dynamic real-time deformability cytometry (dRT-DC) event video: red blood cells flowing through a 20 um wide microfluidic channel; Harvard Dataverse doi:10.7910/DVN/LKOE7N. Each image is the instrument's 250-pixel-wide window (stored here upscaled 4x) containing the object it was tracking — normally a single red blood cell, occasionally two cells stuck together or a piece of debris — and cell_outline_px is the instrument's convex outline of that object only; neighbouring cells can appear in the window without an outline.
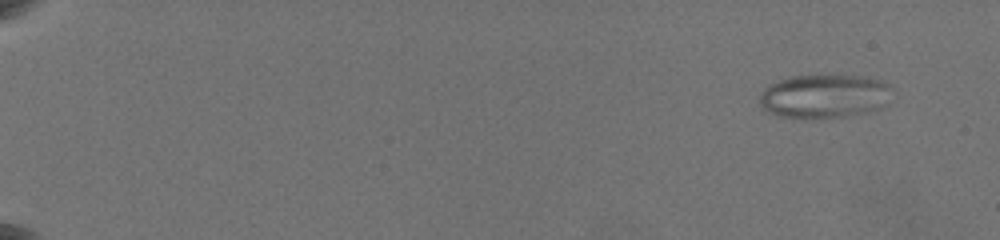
{"species": "common noctule bat (a hibernating species)", "species_latin": "Nyctalus noctula", "temperature_condition": "warm", "stored_images_in_passage": 48, "camera_frame_rate_fps": 3000, "um_per_image_px": 0.085, "animal": {"sex": "female", "body_mass_g": 19.5, "forearm_length_mm": 54.1}, "frame": {"image": 1, "passage_image": 2, "time_ms": 0.667, "image_size_px": [1000, 240], "cell_outline_px": [[892, 88], [888, 104], [880, 108], [864, 112], [844, 116], [776, 116], [764, 108], [760, 104], [760, 92], [768, 84], [792, 76], [860, 76], [880, 80], [888, 84]], "centroid_in_image_um": [70.09, 8.15], "position_along_channel_um": 14.9, "area_um2": 33.06}}
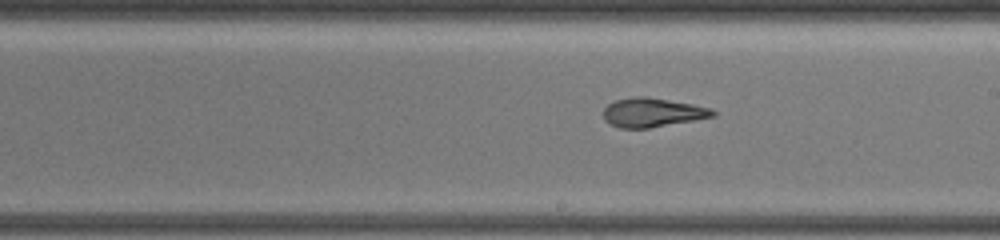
{"frame": {"image": 2, "passage_image": 25, "time_ms": 12.0, "image_size_px": [1000, 240], "cell_outline_px": [[716, 116], [648, 128], [620, 128], [608, 124], [604, 120], [604, 108], [608, 104], [616, 100], [636, 96], [648, 96], [692, 104], [712, 108], [716, 112]], "centroid_in_image_um": [55.45, 9.56], "position_along_channel_um": 233.6, "area_um2": 18.55}}
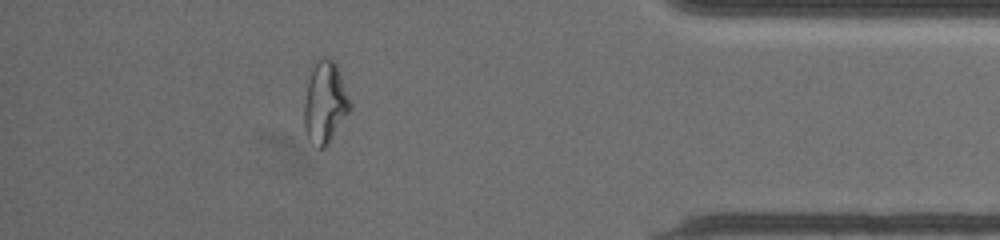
{"frame": {"image": 3, "passage_image": 42, "time_ms": 17.667, "image_size_px": [1000, 240], "cell_outline_px": [[352, 108], [328, 144], [324, 148], [320, 148], [308, 136], [304, 128], [304, 104], [308, 80], [312, 68], [316, 60], [324, 56], [328, 56], [336, 64], [352, 104]], "centroid_in_image_um": [27.64, 8.68], "position_along_channel_um": 407.6, "area_um2": 21.68}, "authors_computed_cell_mechanics": {"area_um2": 20.2589, "velocity_mm_per_s": 3.5825, "shape_relaxation_time_tau1_ms": 11.1996, "shape_relaxation_time_tau2_ms": 1.5534, "deformation_change_tau1": 0.2797, "deformation_change_tau2": 0.0906}}